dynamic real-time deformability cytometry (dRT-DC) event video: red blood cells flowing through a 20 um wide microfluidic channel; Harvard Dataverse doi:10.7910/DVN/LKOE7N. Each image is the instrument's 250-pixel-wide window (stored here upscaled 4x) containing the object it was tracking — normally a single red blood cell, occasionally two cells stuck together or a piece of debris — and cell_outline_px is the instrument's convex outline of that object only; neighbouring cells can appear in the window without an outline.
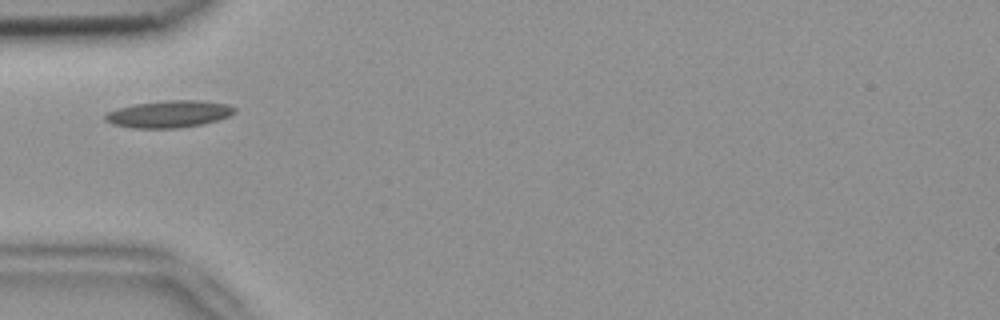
{"species": "common noctule bat (a hibernating species)", "species_latin": "Nyctalus noctula", "temperature_condition": "room temperature", "stored_images_in_passage": 4, "camera_frame_rate_fps": 3000, "um_per_image_px": 0.085, "animal": {"sex": "female", "body_mass_g": 18.4}, "frame": {"image": 1, "passage_image": 1, "time_ms": 0.0, "image_size_px": [1000, 320], "cell_outline_px": [[236, 112], [228, 116], [204, 124], [180, 128], [132, 128], [112, 124], [104, 120], [104, 116], [108, 112], [116, 108], [136, 104], [164, 100], [200, 100], [228, 104], [236, 108]], "centroid_in_image_um": [14.36, 9.69], "position_along_channel_um": 70.6, "area_um2": 20.52}}
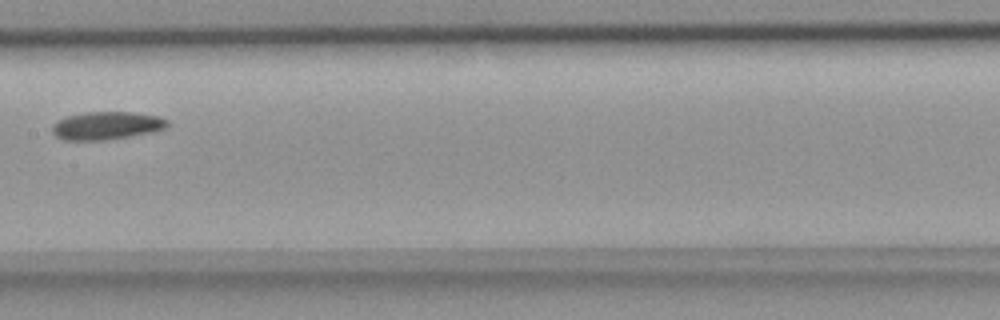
{"frame": {"image": 2, "passage_image": 4, "time_ms": 1.0, "image_size_px": [1000, 320], "cell_outline_px": [[168, 128], [152, 132], [104, 140], [64, 140], [56, 136], [52, 132], [52, 124], [56, 120], [68, 116], [84, 112], [132, 112], [160, 116], [168, 120]], "centroid_in_image_um": [9.06, 10.67], "position_along_channel_um": 198.3, "area_um2": 18.84}}